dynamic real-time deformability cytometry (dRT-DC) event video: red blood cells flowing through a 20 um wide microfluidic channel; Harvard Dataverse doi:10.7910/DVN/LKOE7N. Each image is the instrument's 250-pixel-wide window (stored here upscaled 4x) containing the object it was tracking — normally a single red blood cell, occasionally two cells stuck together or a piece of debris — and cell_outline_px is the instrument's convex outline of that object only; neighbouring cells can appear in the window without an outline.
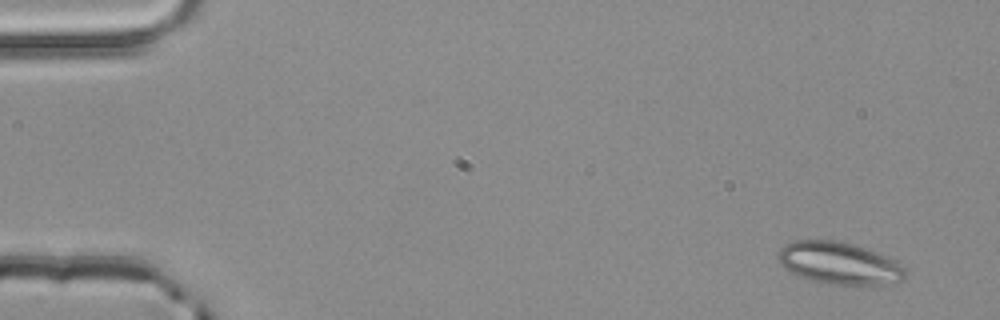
{"species": "common noctule bat (a hibernating species)", "species_latin": "Nyctalus noctula", "temperature_condition": "room temperature", "stored_images_in_passage": 4, "camera_frame_rate_fps": 3000, "um_per_image_px": 0.085, "animal": {"sex": "male", "body_mass_g": 20.4}, "frame": {"image": 1, "passage_image": 1, "time_ms": 0.0, "image_size_px": [1000, 320], "cell_outline_px": [[908, 276], [904, 280], [884, 288], [880, 288], [828, 284], [812, 280], [788, 272], [780, 264], [776, 256], [776, 252], [784, 244], [796, 240], [832, 240], [852, 244], [876, 252], [908, 268]], "centroid_in_image_um": [71.4, 22.44], "position_along_channel_um": 13.6, "area_um2": 32.48}}
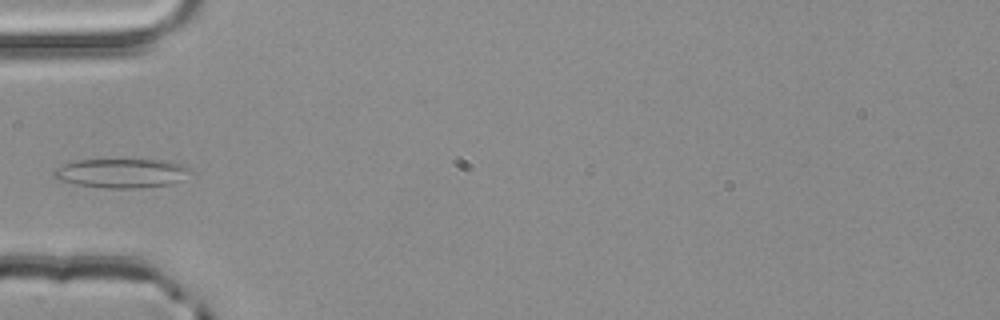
{"frame": {"image": 2, "passage_image": 4, "time_ms": 1.0, "image_size_px": [1000, 320], "cell_outline_px": [[192, 172], [172, 184], [140, 188], [104, 188], [76, 184], [56, 180], [52, 172], [56, 168], [64, 164], [76, 160], [172, 160], [184, 164]], "centroid_in_image_um": [10.33, 14.72], "position_along_channel_um": 74.7, "area_um2": 23.35}}